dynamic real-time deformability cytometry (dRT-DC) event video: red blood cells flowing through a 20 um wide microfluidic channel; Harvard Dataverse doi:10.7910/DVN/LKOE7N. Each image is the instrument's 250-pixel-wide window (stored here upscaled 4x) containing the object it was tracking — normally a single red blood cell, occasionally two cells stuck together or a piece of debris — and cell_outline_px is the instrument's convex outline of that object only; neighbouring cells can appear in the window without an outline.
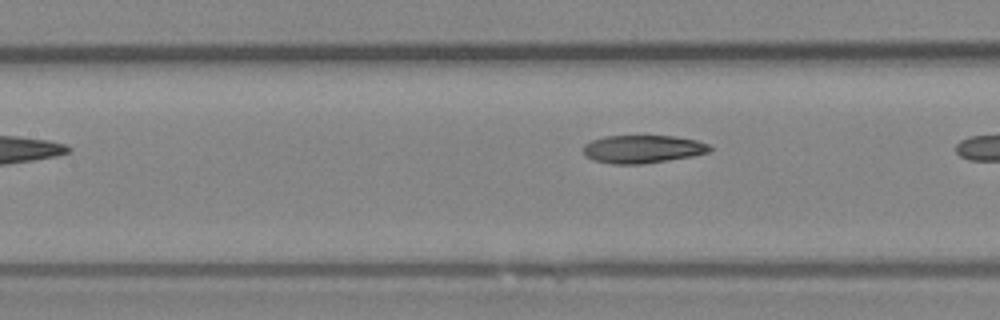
{"species": "Egyptian fruit bat (a non-hibernating species)", "species_latin": "Rousettus aegyptiacus", "temperature_condition": "room temperature", "stored_images_in_passage": 4, "camera_frame_rate_fps": 3000, "um_per_image_px": 0.085, "animal": {"sex": "female"}, "frame": {"image": 1, "passage_image": 4, "time_ms": 1.0, "image_size_px": [1000, 320], "cell_outline_px": [[712, 148], [708, 152], [692, 156], [668, 160], [640, 164], [612, 164], [592, 160], [584, 156], [584, 144], [592, 140], [604, 136], [672, 136], [696, 140], [708, 144]], "centroid_in_image_um": [54.58, 12.67], "position_along_channel_um": 152.8, "area_um2": 20.58}}